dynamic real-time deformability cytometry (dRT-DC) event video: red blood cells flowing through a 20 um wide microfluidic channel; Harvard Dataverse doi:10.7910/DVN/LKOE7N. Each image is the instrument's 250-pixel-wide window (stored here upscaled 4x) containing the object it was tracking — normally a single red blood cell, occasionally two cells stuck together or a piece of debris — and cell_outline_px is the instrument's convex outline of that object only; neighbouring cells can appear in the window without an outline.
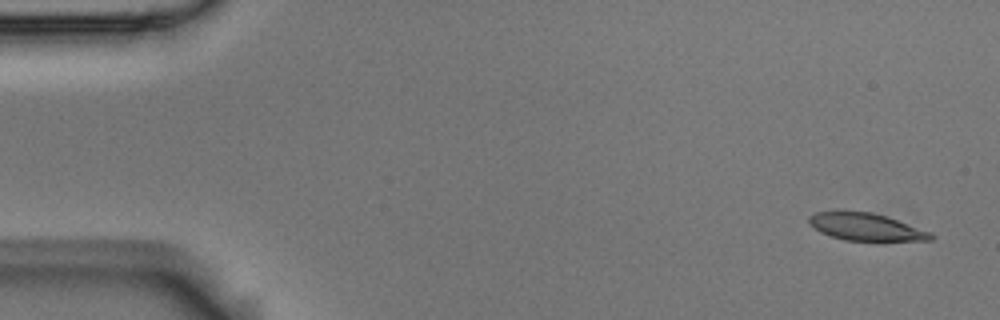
{"species": "Egyptian fruit bat (a non-hibernating species)", "species_latin": "Rousettus aegyptiacus", "temperature_condition": "room temperature", "stored_images_in_passage": 9, "camera_frame_rate_fps": 3000, "um_per_image_px": 0.085, "animal": {"sex": "male"}, "frame": {"image": 1, "passage_image": 1, "time_ms": 0.0, "image_size_px": [1000, 320], "cell_outline_px": [[936, 236], [932, 240], [844, 240], [820, 232], [808, 224], [808, 216], [816, 212], [840, 208], [872, 212], [932, 232]], "centroid_in_image_um": [73.51, 19.24], "position_along_channel_um": 11.5, "area_um2": 19.83}}
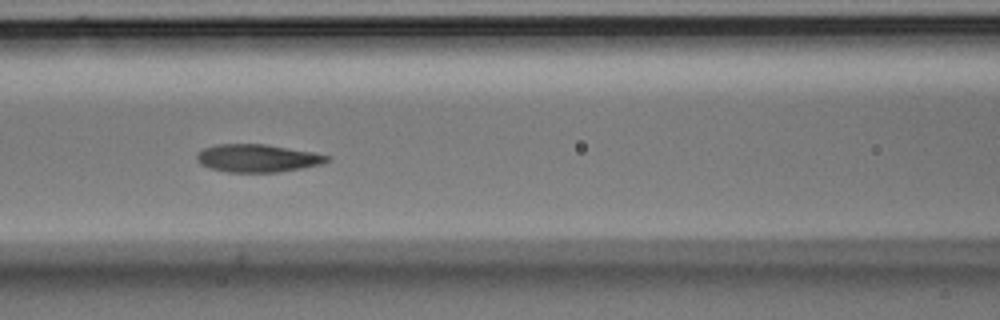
{"frame": {"image": 2, "passage_image": 6, "time_ms": 1.667, "image_size_px": [1000, 320], "cell_outline_px": [[332, 160], [320, 164], [300, 168], [276, 172], [228, 172], [212, 168], [200, 164], [196, 160], [196, 156], [204, 148], [216, 144], [264, 144], [312, 152], [332, 156]], "centroid_in_image_um": [21.9, 13.44], "position_along_channel_um": 144.7, "area_um2": 20.92}}
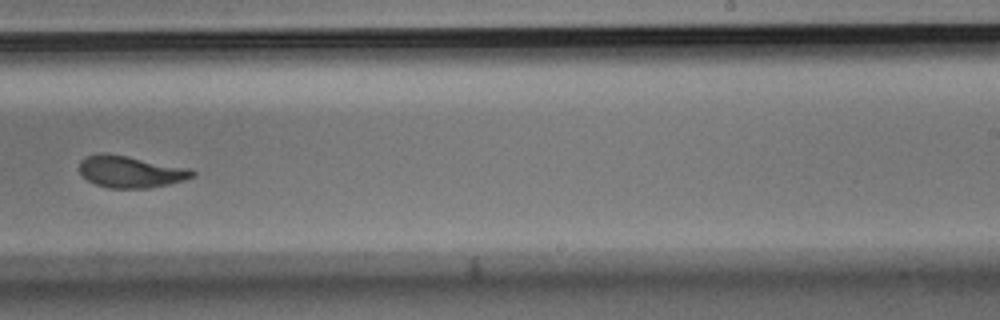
{"frame": {"image": 3, "passage_image": 9, "time_ms": 2.667, "image_size_px": [1000, 320], "cell_outline_px": [[196, 176], [184, 180], [168, 184], [148, 188], [108, 188], [96, 184], [88, 180], [80, 172], [80, 160], [84, 156], [100, 152], [104, 152], [128, 156], [192, 168], [196, 172]], "centroid_in_image_um": [11.12, 14.58], "position_along_channel_um": 277.9, "area_um2": 21.21}}